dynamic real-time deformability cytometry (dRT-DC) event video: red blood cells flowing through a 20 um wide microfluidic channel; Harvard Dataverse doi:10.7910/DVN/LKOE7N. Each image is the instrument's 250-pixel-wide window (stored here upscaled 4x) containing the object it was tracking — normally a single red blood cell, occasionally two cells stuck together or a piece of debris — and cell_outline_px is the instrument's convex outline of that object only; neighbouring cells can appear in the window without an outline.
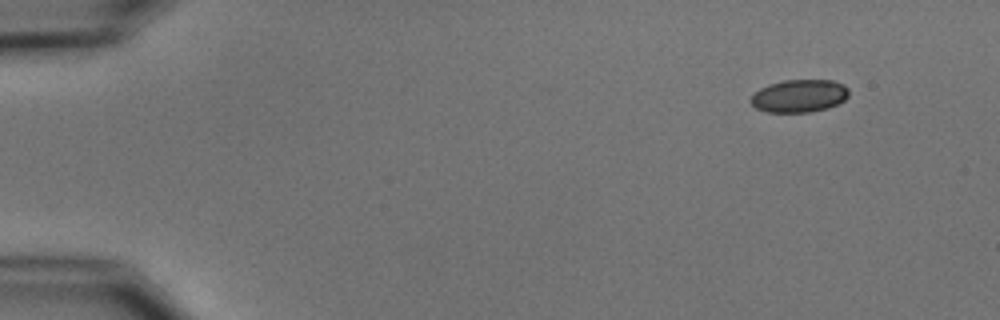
{"species": "common noctule bat (a hibernating species)", "species_latin": "Nyctalus noctula", "temperature_condition": "cold", "stored_images_in_passage": 5, "camera_frame_rate_fps": 3000, "um_per_image_px": 0.085, "animal": {"sex": "male", "body_mass_g": 15.6}, "frame": {"image": 1, "passage_image": 1, "time_ms": 0.0, "image_size_px": [1000, 320], "cell_outline_px": [[848, 96], [844, 100], [828, 108], [812, 112], [768, 112], [756, 108], [748, 100], [760, 88], [768, 84], [784, 80], [832, 80], [844, 84], [848, 88]], "centroid_in_image_um": [67.93, 8.15], "position_along_channel_um": 17.1, "area_um2": 18.79}}
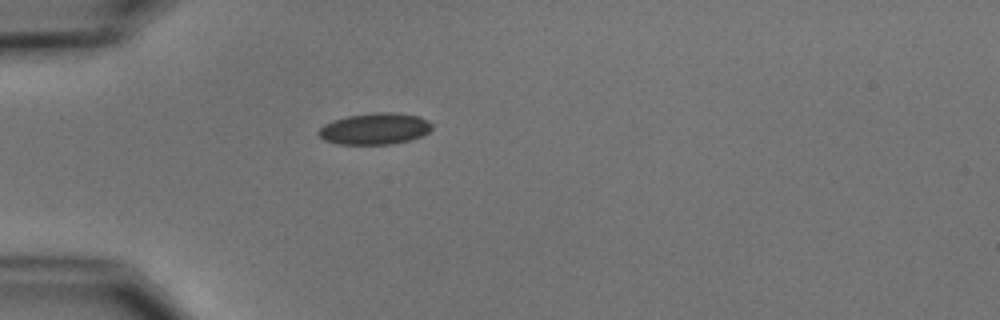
{"frame": {"image": 2, "passage_image": 4, "time_ms": 3.667, "image_size_px": [1000, 320], "cell_outline_px": [[432, 128], [428, 132], [420, 136], [408, 140], [392, 144], [340, 144], [324, 140], [316, 132], [324, 124], [332, 120], [348, 116], [372, 112], [396, 112], [420, 116], [432, 124]], "centroid_in_image_um": [31.85, 10.93], "position_along_channel_um": 53.2, "area_um2": 20.81}}